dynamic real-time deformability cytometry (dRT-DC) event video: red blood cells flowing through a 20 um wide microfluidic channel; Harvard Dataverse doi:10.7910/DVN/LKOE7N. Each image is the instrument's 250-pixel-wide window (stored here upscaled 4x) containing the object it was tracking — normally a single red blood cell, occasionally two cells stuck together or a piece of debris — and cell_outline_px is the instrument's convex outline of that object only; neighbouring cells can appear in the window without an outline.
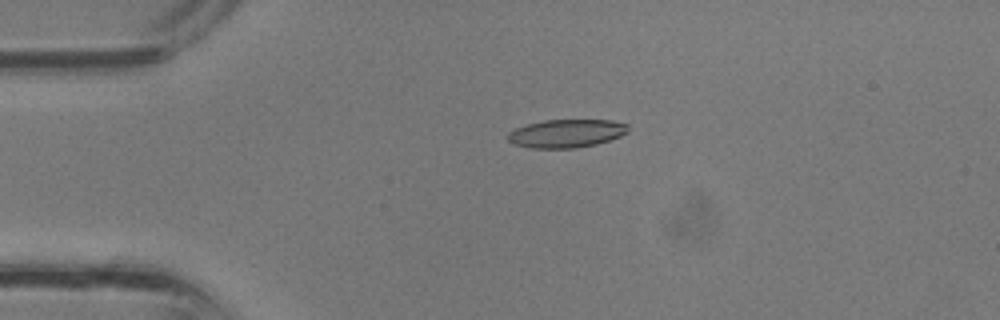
{"species": "common noctule bat (a hibernating species)", "species_latin": "Nyctalus noctula", "temperature_condition": "room temperature", "stored_images_in_passage": 36, "camera_frame_rate_fps": 3000, "um_per_image_px": 0.085, "animal": {"sex": "male", "body_mass_g": 13.3}, "frame": {"image": 1, "passage_image": 8, "time_ms": 2.333, "image_size_px": [1000, 320], "cell_outline_px": [[628, 132], [620, 136], [596, 144], [576, 148], [528, 148], [516, 144], [508, 140], [504, 136], [508, 132], [516, 128], [528, 124], [544, 120], [612, 120], [628, 124]], "centroid_in_image_um": [48.12, 11.34], "position_along_channel_um": 36.9, "area_um2": 19.83}}
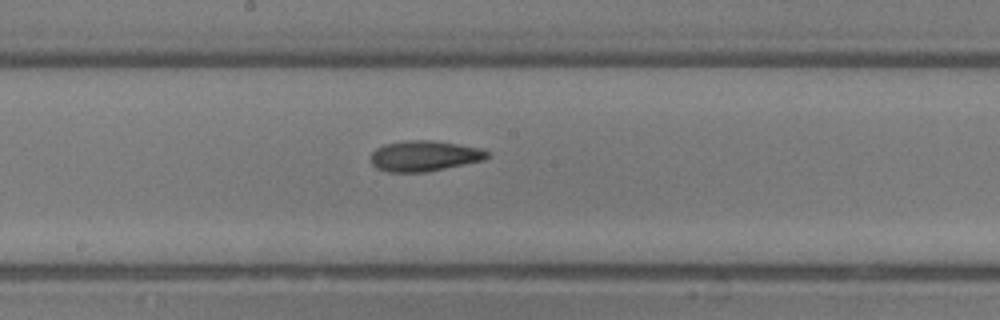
{"frame": {"image": 2, "passage_image": 19, "time_ms": 6.0, "image_size_px": [1000, 320], "cell_outline_px": [[488, 156], [484, 160], [428, 172], [388, 172], [376, 168], [372, 164], [372, 152], [376, 148], [384, 144], [404, 140], [432, 140], [480, 148], [488, 152]], "centroid_in_image_um": [36.04, 13.26], "position_along_channel_um": 212.2, "area_um2": 20.75}}
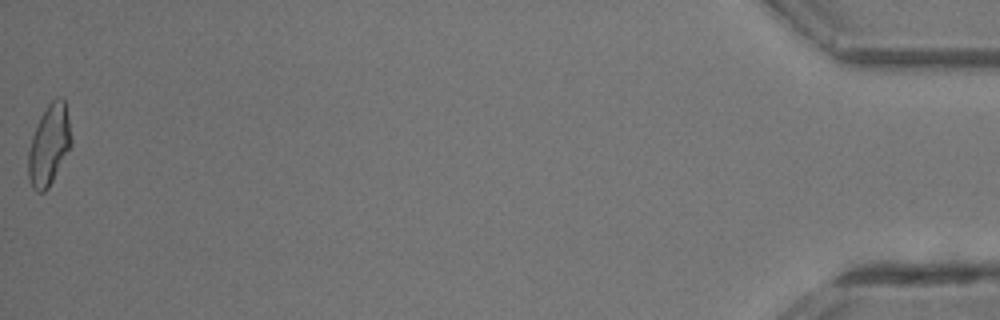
{"frame": {"image": 3, "passage_image": 36, "time_ms": 11.667, "image_size_px": [1000, 320], "cell_outline_px": [[72, 144], [48, 188], [44, 192], [36, 192], [32, 188], [28, 176], [28, 152], [32, 136], [40, 116], [48, 104], [56, 96], [60, 96], [64, 100], [72, 140]], "centroid_in_image_um": [4.15, 12.32], "position_along_channel_um": 431.0, "area_um2": 20.0}}